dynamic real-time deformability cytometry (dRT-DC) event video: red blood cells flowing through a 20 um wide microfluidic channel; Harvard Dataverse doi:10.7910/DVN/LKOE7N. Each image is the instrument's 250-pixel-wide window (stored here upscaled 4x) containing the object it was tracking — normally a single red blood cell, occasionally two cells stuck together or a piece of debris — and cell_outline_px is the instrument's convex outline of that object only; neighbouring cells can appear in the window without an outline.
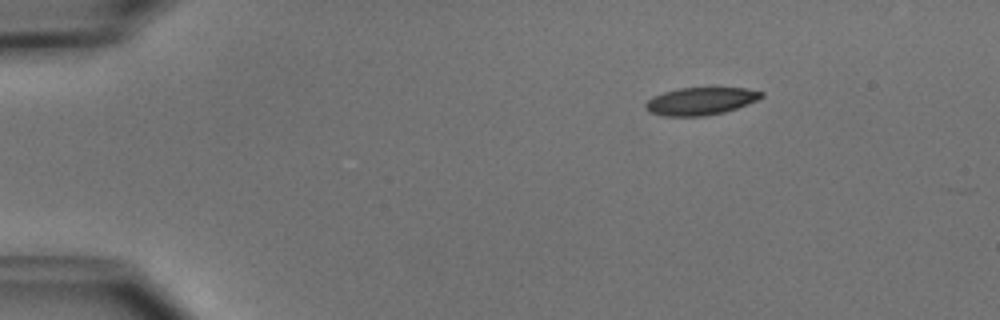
{"species": "common noctule bat (a hibernating species)", "species_latin": "Nyctalus noctula", "temperature_condition": "cold", "stored_images_in_passage": 3, "camera_frame_rate_fps": 3000, "um_per_image_px": 0.085, "animal": {"sex": "male", "body_mass_g": 15.6}, "frame": {"image": 1, "passage_image": 3, "time_ms": 2.667, "image_size_px": [1000, 320], "cell_outline_px": [[764, 96], [756, 100], [736, 108], [724, 112], [704, 116], [664, 116], [652, 112], [644, 108], [644, 104], [652, 96], [664, 92], [680, 88], [744, 88], [764, 92]], "centroid_in_image_um": [59.53, 8.59], "position_along_channel_um": 25.5, "area_um2": 18.44}}